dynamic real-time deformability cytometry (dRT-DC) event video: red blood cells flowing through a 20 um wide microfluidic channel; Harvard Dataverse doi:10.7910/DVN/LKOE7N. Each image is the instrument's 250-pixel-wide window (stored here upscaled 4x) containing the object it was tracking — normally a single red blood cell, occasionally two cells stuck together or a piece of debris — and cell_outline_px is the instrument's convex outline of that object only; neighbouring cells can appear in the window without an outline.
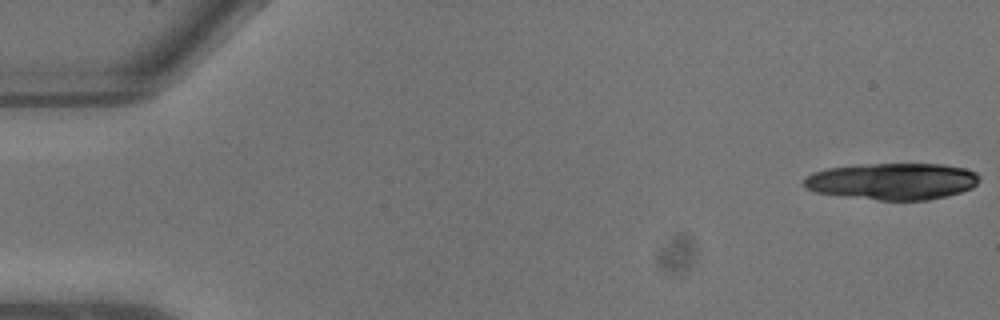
{"species": "common noctule bat (a hibernating species)", "species_latin": "Nyctalus noctula", "temperature_condition": "warm", "stored_images_in_passage": 9, "camera_frame_rate_fps": 3000, "um_per_image_px": 0.085, "animal": {"sex": "male", "body_mass_g": 13.3}, "frame": {"image": 1, "passage_image": 1, "time_ms": 0.0, "image_size_px": [1000, 320], "cell_outline_px": [[980, 180], [972, 188], [948, 196], [928, 200], [880, 200], [816, 192], [804, 188], [804, 176], [812, 172], [828, 168], [860, 164], [944, 164], [964, 168], [976, 172], [980, 176]], "centroid_in_image_um": [75.87, 15.4], "position_along_channel_um": 9.1, "area_um2": 37.63}}
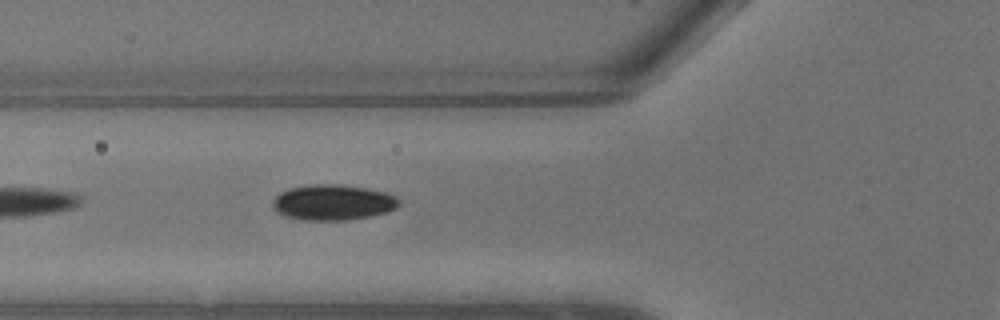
{"frame": {"image": 2, "passage_image": 9, "time_ms": 2.667, "image_size_px": [1000, 320], "cell_outline_px": [[400, 204], [396, 208], [384, 212], [368, 216], [348, 220], [304, 220], [284, 216], [276, 212], [272, 204], [272, 200], [280, 192], [288, 188], [312, 184], [340, 184], [364, 188], [384, 192], [396, 196], [400, 200]], "centroid_in_image_um": [28.26, 17.2], "position_along_channel_um": 97.5, "area_um2": 26.18}}